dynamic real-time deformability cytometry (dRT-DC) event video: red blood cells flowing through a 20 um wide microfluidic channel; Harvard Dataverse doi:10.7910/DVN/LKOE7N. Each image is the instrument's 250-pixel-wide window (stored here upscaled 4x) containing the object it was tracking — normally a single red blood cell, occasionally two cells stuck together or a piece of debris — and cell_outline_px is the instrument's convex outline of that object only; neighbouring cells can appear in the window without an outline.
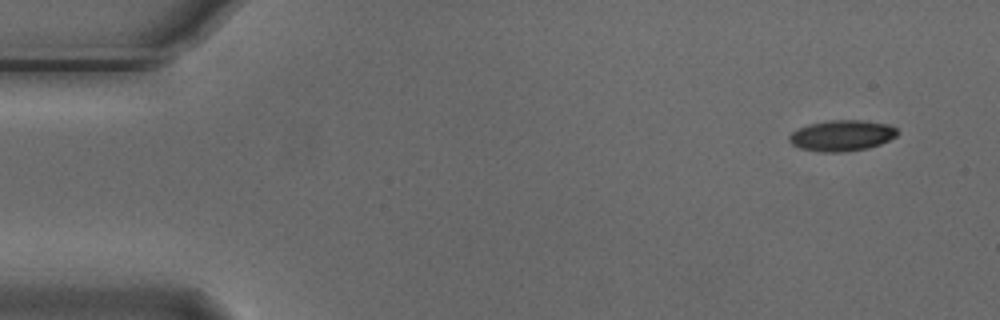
{"species": "Egyptian fruit bat (a non-hibernating species)", "species_latin": "Rousettus aegyptiacus", "temperature_condition": "cold", "stored_images_in_passage": 5, "camera_frame_rate_fps": 3000, "um_per_image_px": 0.085, "animal": {"sex": "male"}, "frame": {"image": 1, "passage_image": 1, "time_ms": 0.0, "image_size_px": [1000, 320], "cell_outline_px": [[900, 132], [896, 136], [880, 144], [868, 148], [840, 152], [820, 152], [800, 148], [792, 144], [788, 140], [788, 136], [792, 132], [808, 124], [828, 120], [860, 120], [888, 124], [896, 128]], "centroid_in_image_um": [71.55, 11.52], "position_along_channel_um": 13.4, "area_um2": 19.48}}
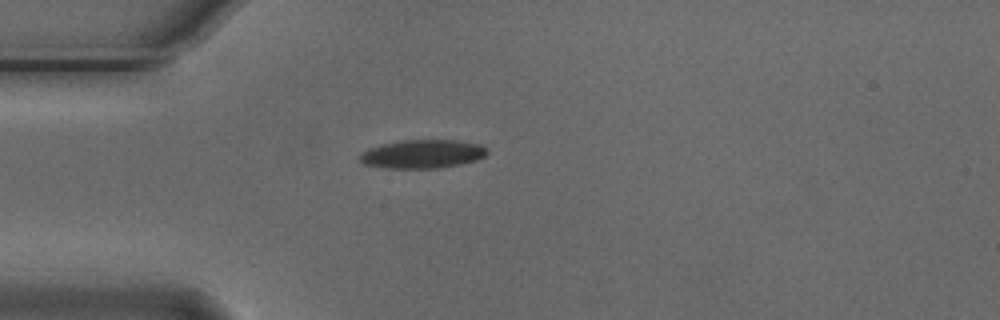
{"frame": {"image": 2, "passage_image": 4, "time_ms": 1.0, "image_size_px": [1000, 320], "cell_outline_px": [[488, 152], [484, 156], [476, 160], [460, 164], [440, 168], [384, 168], [364, 164], [360, 160], [360, 152], [368, 148], [380, 144], [400, 140], [456, 140], [480, 144], [488, 148]], "centroid_in_image_um": [35.89, 13.08], "position_along_channel_um": 49.1, "area_um2": 21.39}}